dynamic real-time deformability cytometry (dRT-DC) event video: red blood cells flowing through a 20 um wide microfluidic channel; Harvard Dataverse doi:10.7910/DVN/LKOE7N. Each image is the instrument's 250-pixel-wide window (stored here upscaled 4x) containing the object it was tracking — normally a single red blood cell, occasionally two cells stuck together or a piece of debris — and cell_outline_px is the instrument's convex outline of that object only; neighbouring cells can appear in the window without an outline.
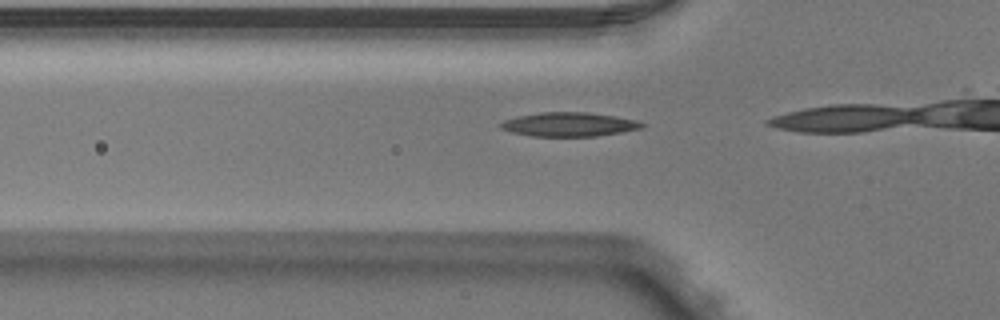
{"species": "Egyptian fruit bat (a non-hibernating species)", "species_latin": "Rousettus aegyptiacus", "temperature_condition": "warm", "stored_images_in_passage": 13, "camera_frame_rate_fps": 3000, "um_per_image_px": 0.085, "animal": {"sex": "male"}, "frame": {"image": 1, "passage_image": 11, "time_ms": 3.333, "image_size_px": [1000, 320], "cell_outline_px": [[648, 124], [644, 128], [596, 136], [532, 136], [512, 132], [500, 128], [500, 124], [504, 120], [516, 116], [540, 112], [584, 112], [616, 116], [636, 120]], "centroid_in_image_um": [48.4, 10.57], "position_along_channel_um": 77.4, "area_um2": 19.83}}